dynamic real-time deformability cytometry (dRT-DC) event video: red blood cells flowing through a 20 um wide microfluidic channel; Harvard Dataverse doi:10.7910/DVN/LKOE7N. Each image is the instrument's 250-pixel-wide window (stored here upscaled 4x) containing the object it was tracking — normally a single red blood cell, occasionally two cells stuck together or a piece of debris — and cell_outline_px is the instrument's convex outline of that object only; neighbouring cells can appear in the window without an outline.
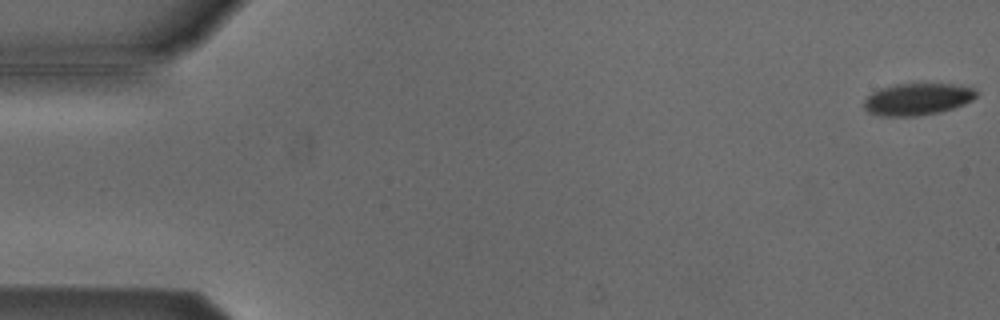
{"species": "Egyptian fruit bat (a non-hibernating species)", "species_latin": "Rousettus aegyptiacus", "temperature_condition": "cold", "stored_images_in_passage": 53, "camera_frame_rate_fps": 3000, "um_per_image_px": 0.085, "animal": {"sex": "male"}, "frame": {"image": 1, "passage_image": 1, "time_ms": 0.0, "image_size_px": [1000, 320], "cell_outline_px": [[976, 96], [972, 100], [964, 104], [940, 112], [916, 116], [884, 116], [868, 112], [864, 108], [864, 100], [872, 92], [880, 88], [896, 84], [952, 84], [972, 88], [976, 92]], "centroid_in_image_um": [77.95, 8.43], "position_along_channel_um": 7.1, "area_um2": 20.69}}
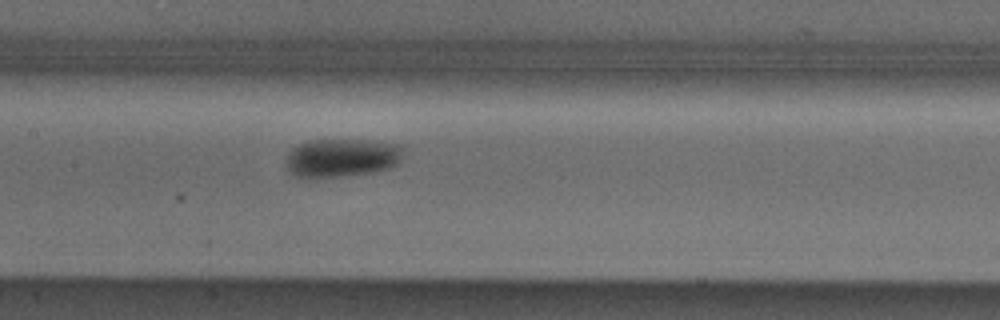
{"frame": {"image": 2, "passage_image": 26, "time_ms": 8.333, "image_size_px": [1000, 320], "cell_outline_px": [[400, 164], [388, 168], [372, 172], [344, 176], [308, 180], [296, 176], [288, 168], [288, 156], [292, 148], [300, 144], [312, 140], [368, 140], [400, 144]], "centroid_in_image_um": [29.04, 13.43], "position_along_channel_um": 178.4, "area_um2": 26.3}}
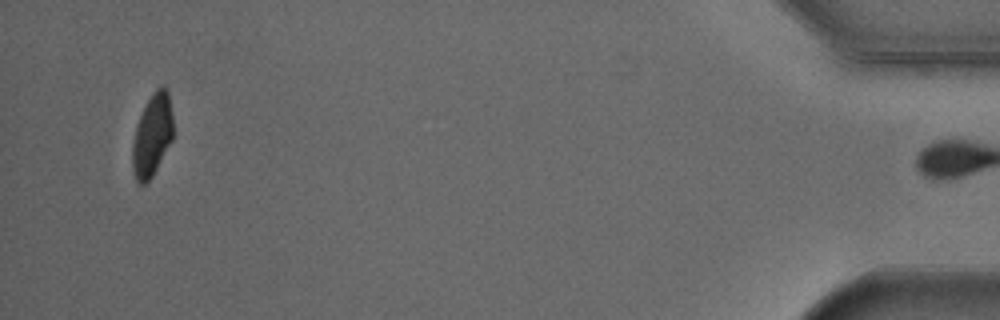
{"frame": {"image": 3, "passage_image": 52, "time_ms": 17.0, "image_size_px": [1000, 320], "cell_outline_px": [[172, 140], [152, 176], [144, 184], [140, 184], [136, 180], [132, 168], [132, 144], [136, 128], [140, 116], [152, 92], [160, 84], [164, 84], [168, 92], [172, 116]], "centroid_in_image_um": [12.93, 11.47], "position_along_channel_um": 422.3, "area_um2": 19.31}, "authors_computed_cell_mechanics": {"area_um2": 23.4668, "velocity_mm_per_s": 3.8056, "shape_relaxation_time_tau1_ms": 2.157, "shape_relaxation_time_tau2_ms": null, "deformation_change_tau1": 0.0851, "deformation_change_tau2": null}}